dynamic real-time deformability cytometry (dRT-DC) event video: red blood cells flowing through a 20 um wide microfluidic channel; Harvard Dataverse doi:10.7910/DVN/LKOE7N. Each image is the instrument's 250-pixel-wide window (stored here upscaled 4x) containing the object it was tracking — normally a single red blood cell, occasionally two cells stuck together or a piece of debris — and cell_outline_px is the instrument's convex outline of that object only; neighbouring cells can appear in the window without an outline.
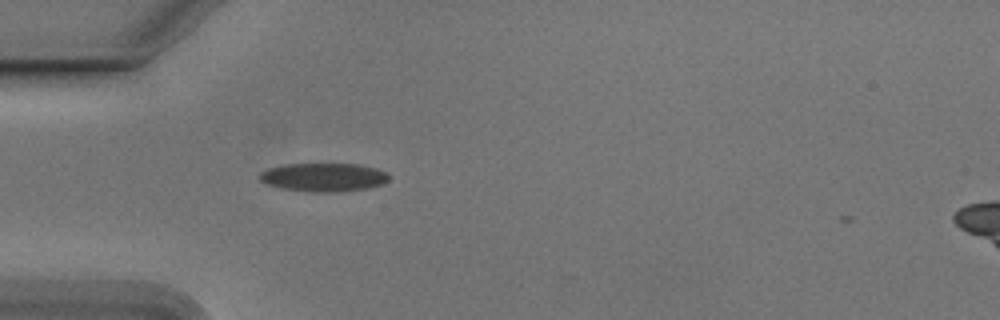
{"species": "Egyptian fruit bat (a non-hibernating species)", "species_latin": "Rousettus aegyptiacus", "temperature_condition": "cold", "stored_images_in_passage": 2, "camera_frame_rate_fps": 3000, "um_per_image_px": 0.085, "animal": {"sex": "male"}, "frame": {"image": 1, "passage_image": 1, "time_ms": 0.0, "image_size_px": [1000, 320], "cell_outline_px": [[388, 180], [384, 184], [368, 188], [340, 192], [312, 192], [280, 188], [264, 184], [260, 180], [260, 172], [268, 168], [284, 164], [360, 164], [376, 168], [384, 172], [388, 176]], "centroid_in_image_um": [27.48, 15.07], "position_along_channel_um": 57.5, "area_um2": 21.62}}